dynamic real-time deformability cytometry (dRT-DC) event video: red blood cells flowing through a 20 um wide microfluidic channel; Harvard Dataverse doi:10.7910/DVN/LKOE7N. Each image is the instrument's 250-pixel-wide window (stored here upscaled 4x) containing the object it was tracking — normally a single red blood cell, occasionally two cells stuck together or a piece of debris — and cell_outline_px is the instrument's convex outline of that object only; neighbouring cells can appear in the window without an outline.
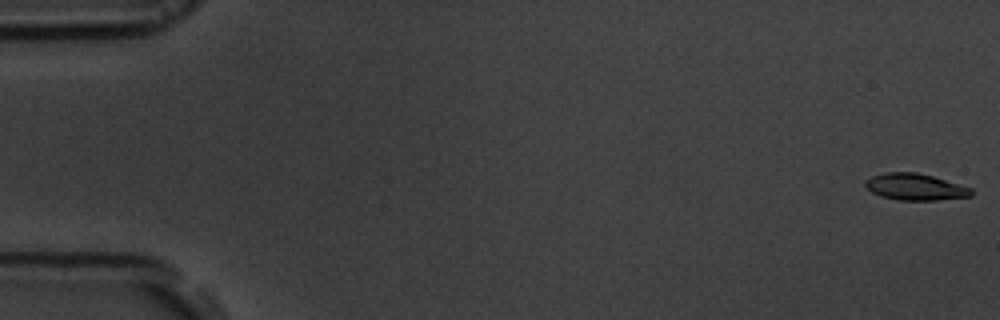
{"species": "common noctule bat (a hibernating species)", "species_latin": "Nyctalus noctula", "temperature_condition": "room temperature", "stored_images_in_passage": 56, "camera_frame_rate_fps": 3000, "um_per_image_px": 0.085, "animal": {"sex": "male", "body_mass_g": 19.5, "forearm_length_mm": 54.6}, "frame": {"image": 1, "passage_image": 1, "time_ms": 0.0, "image_size_px": [1000, 320], "cell_outline_px": [[972, 196], [936, 200], [900, 200], [880, 196], [872, 192], [864, 184], [864, 180], [872, 176], [884, 172], [916, 172], [932, 176], [972, 188]], "centroid_in_image_um": [77.77, 15.88], "position_along_channel_um": 7.2, "area_um2": 16.36}}
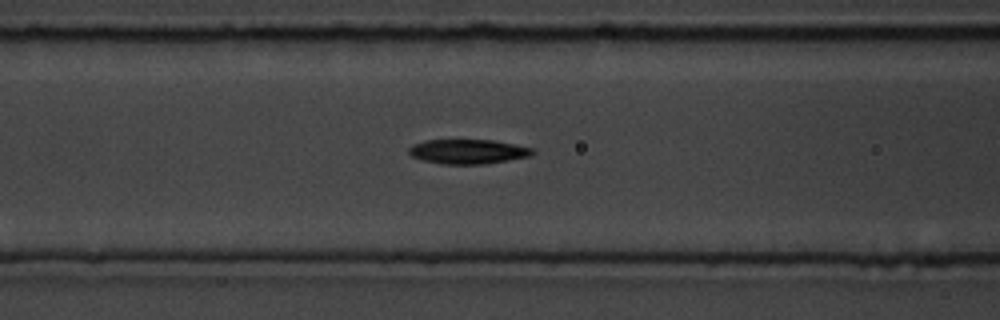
{"frame": {"image": 2, "passage_image": 23, "time_ms": 7.333, "image_size_px": [1000, 320], "cell_outline_px": [[536, 152], [532, 156], [484, 164], [440, 164], [424, 160], [412, 156], [408, 152], [408, 148], [412, 144], [424, 140], [492, 140], [532, 148]], "centroid_in_image_um": [39.76, 12.88], "position_along_channel_um": 126.8, "area_um2": 17.69}}
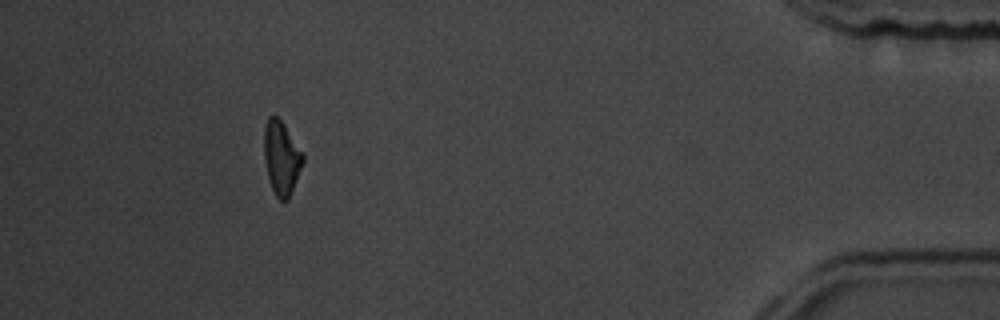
{"frame": {"image": 3, "passage_image": 51, "time_ms": 16.667, "image_size_px": [1000, 320], "cell_outline_px": [[304, 160], [288, 200], [280, 200], [276, 196], [272, 188], [268, 176], [264, 160], [264, 128], [268, 116], [272, 112], [284, 124], [304, 156]], "centroid_in_image_um": [23.9, 13.38], "position_along_channel_um": 411.3, "area_um2": 16.47}, "authors_computed_cell_mechanics": {"area_um2": 17.34, "velocity_mm_per_s": 3.6906, "shape_relaxation_time_tau1_ms": 3.8271, "shape_relaxation_time_tau2_ms": 5.939, "deformation_change_tau1": 0.1398, "deformation_change_tau2": 0.146}}